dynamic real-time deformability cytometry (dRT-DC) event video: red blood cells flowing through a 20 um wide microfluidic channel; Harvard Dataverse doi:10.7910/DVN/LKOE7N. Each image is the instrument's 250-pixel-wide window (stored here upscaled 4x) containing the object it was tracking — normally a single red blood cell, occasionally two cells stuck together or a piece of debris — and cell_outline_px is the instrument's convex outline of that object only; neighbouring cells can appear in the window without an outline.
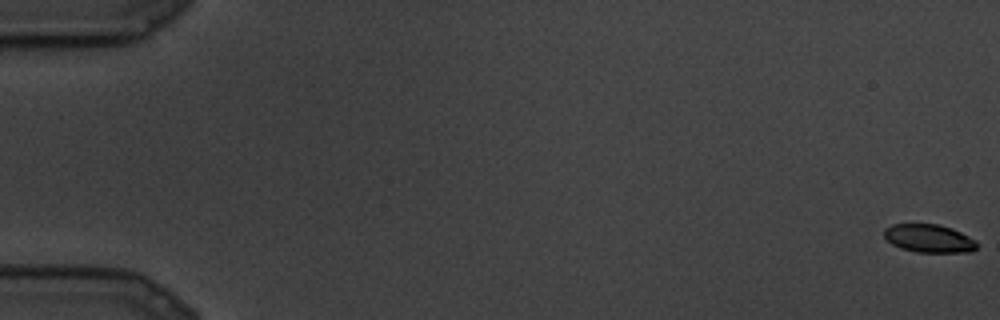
{"species": "common noctule bat (a hibernating species)", "species_latin": "Nyctalus noctula", "temperature_condition": "cold", "stored_images_in_passage": 15, "camera_frame_rate_fps": 3000, "um_per_image_px": 0.085, "animal": {"sex": "male", "body_mass_g": 19.5, "forearm_length_mm": 54.6}, "frame": {"image": 1, "passage_image": 1, "time_ms": 0.0, "image_size_px": [1000, 320], "cell_outline_px": [[976, 248], [972, 252], [916, 252], [900, 248], [892, 244], [884, 236], [884, 228], [892, 224], [936, 224], [952, 228], [976, 240]], "centroid_in_image_um": [78.95, 20.26], "position_along_channel_um": 6.0, "area_um2": 15.2}}
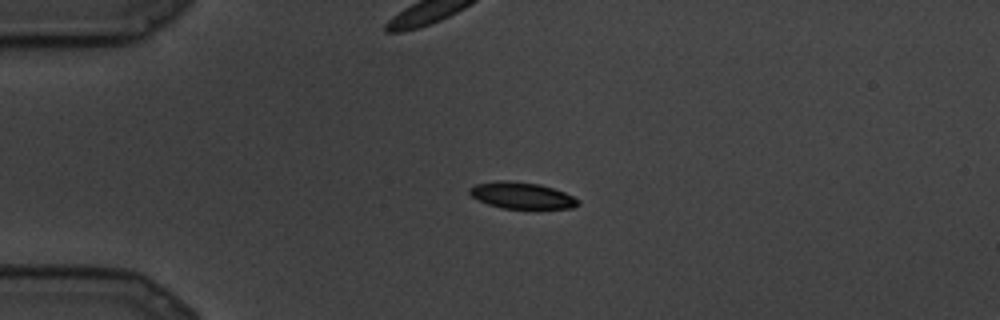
{"frame": {"image": 2, "passage_image": 7, "time_ms": 2.0, "image_size_px": [1000, 320], "cell_outline_px": [[580, 204], [572, 208], [536, 212], [504, 208], [488, 204], [472, 196], [468, 192], [468, 188], [476, 184], [496, 180], [508, 180], [540, 184], [564, 192], [580, 200]], "centroid_in_image_um": [44.41, 16.67], "position_along_channel_um": 40.6, "area_um2": 17.63}}